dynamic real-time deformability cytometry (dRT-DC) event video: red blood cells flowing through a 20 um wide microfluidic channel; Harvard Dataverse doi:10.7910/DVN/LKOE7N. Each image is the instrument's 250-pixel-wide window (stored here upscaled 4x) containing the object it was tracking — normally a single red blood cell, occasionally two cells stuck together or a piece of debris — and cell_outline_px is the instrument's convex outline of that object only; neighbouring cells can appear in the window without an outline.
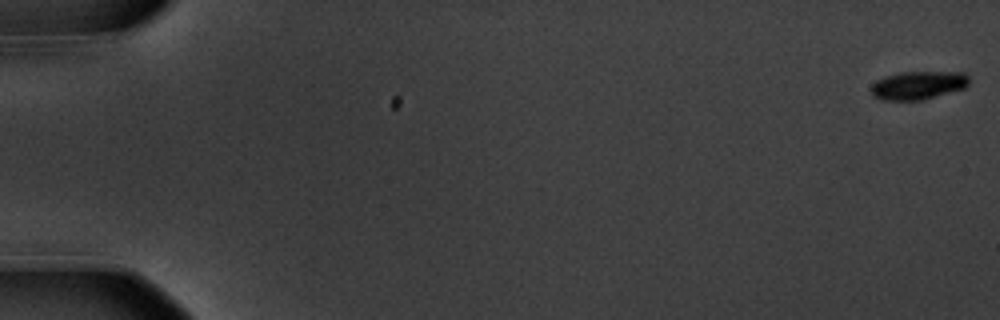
{"species": "common noctule bat (a hibernating species)", "species_latin": "Nyctalus noctula", "temperature_condition": "warm", "stored_images_in_passage": 14, "camera_frame_rate_fps": 3000, "um_per_image_px": 0.085, "animal": {"sex": "male", "body_mass_g": 20.1, "forearm_length_mm": 53.5}, "frame": {"image": 1, "passage_image": 1, "time_ms": 0.0, "image_size_px": [1000, 320], "cell_outline_px": [[968, 84], [964, 88], [924, 100], [880, 100], [872, 96], [872, 84], [876, 80], [884, 76], [900, 72], [964, 72], [968, 76]], "centroid_in_image_um": [78.02, 7.25], "position_along_channel_um": 7.0, "area_um2": 16.24}}